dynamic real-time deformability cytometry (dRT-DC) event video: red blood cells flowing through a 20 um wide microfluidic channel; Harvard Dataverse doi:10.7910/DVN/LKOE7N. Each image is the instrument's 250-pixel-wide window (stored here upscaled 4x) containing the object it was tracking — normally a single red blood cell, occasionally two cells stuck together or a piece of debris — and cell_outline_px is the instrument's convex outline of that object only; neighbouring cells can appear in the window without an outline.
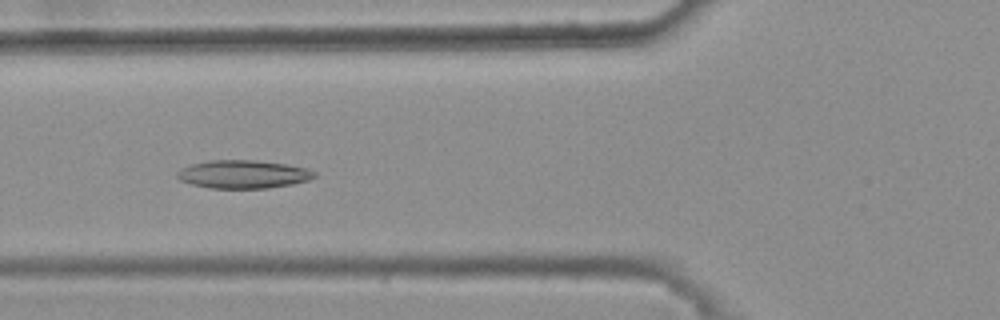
{"species": "common noctule bat (a hibernating species)", "species_latin": "Nyctalus noctula", "temperature_condition": "warm", "stored_images_in_passage": 40, "camera_frame_rate_fps": 3000, "um_per_image_px": 0.085, "animal": {"sex": "female", "body_mass_g": 25.1}, "frame": {"image": 1, "passage_image": 15, "time_ms": 4.667, "image_size_px": [1000, 320], "cell_outline_px": [[316, 176], [308, 180], [292, 184], [268, 188], [208, 188], [192, 184], [180, 180], [176, 176], [176, 172], [192, 164], [212, 160], [256, 160], [288, 164], [308, 168], [316, 172]], "centroid_in_image_um": [20.71, 14.81], "position_along_channel_um": 105.1, "area_um2": 22.54}}
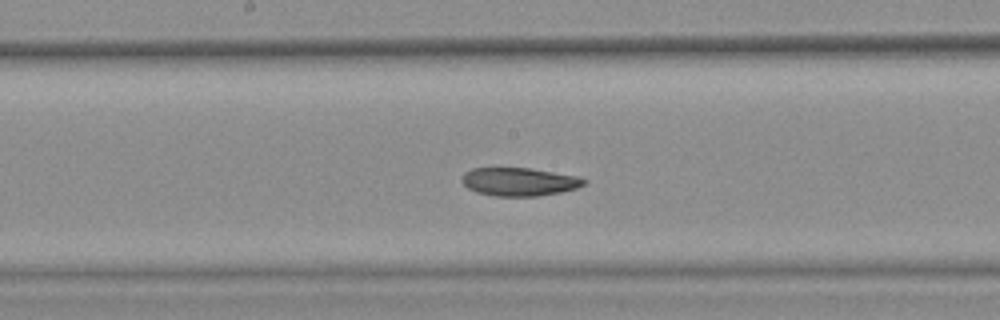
{"frame": {"image": 2, "passage_image": 23, "time_ms": 7.333, "image_size_px": [1000, 320], "cell_outline_px": [[588, 180], [584, 184], [576, 188], [560, 192], [540, 196], [496, 196], [476, 192], [468, 188], [460, 180], [464, 172], [472, 168], [528, 168], [576, 176]], "centroid_in_image_um": [44.09, 15.45], "position_along_channel_um": 204.1, "area_um2": 20.0}}
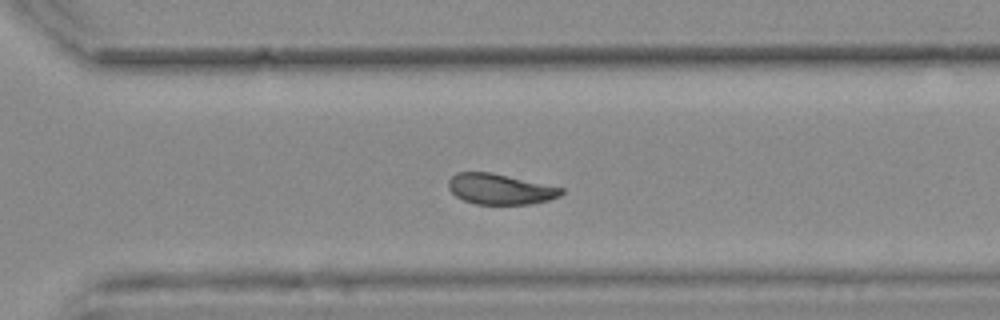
{"frame": {"image": 3, "passage_image": 33, "time_ms": 10.667, "image_size_px": [1000, 320], "cell_outline_px": [[564, 192], [560, 196], [548, 200], [532, 204], [476, 204], [464, 200], [456, 196], [448, 188], [448, 180], [456, 172], [488, 172], [508, 176], [564, 188]], "centroid_in_image_um": [42.5, 16.07], "position_along_channel_um": 328.1, "area_um2": 20.0}, "authors_computed_cell_mechanics": {"area_um2": 21.3571, "velocity_mm_per_s": 3.7189, "shape_relaxation_time_tau1_ms": null, "shape_relaxation_time_tau2_ms": 5.3391, "deformation_change_tau1": null, "deformation_change_tau2": 0.1053}}